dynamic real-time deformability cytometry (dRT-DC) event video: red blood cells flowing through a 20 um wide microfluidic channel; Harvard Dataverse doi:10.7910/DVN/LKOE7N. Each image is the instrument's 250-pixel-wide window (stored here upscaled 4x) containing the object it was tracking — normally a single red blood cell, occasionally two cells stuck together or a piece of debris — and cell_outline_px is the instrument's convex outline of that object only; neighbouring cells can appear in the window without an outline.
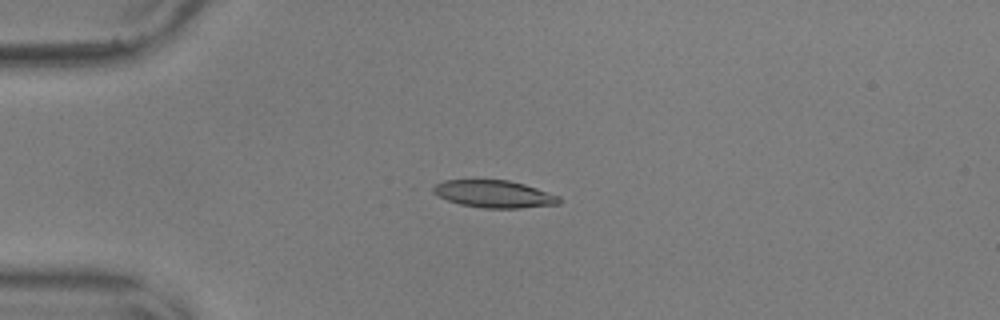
{"species": "common noctule bat (a hibernating species)", "species_latin": "Nyctalus noctula", "temperature_condition": "warm", "stored_images_in_passage": 55, "camera_frame_rate_fps": 3000, "um_per_image_px": 0.085, "animal": {"sex": "male", "body_mass_g": 17.9, "forearm_length_mm": 54.2}, "frame": {"image": 1, "passage_image": 14, "time_ms": 4.333, "image_size_px": [1000, 320], "cell_outline_px": [[564, 200], [560, 204], [520, 208], [484, 208], [460, 204], [448, 200], [432, 192], [428, 188], [444, 180], [508, 180], [524, 184], [560, 196]], "centroid_in_image_um": [42.01, 16.49], "position_along_channel_um": 43.0, "area_um2": 20.17}}
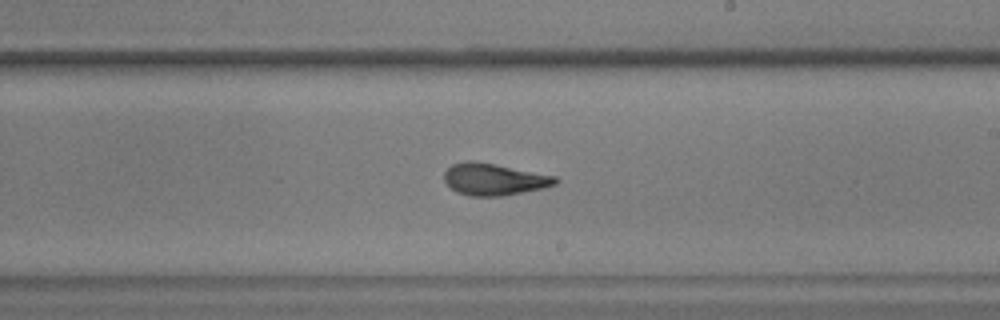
{"frame": {"image": 2, "passage_image": 33, "time_ms": 10.667, "image_size_px": [1000, 320], "cell_outline_px": [[560, 180], [556, 184], [544, 188], [504, 196], [468, 196], [456, 192], [444, 180], [444, 172], [452, 164], [464, 160], [472, 160], [496, 164], [556, 176]], "centroid_in_image_um": [42.0, 15.24], "position_along_channel_um": 247.0, "area_um2": 20.87}}
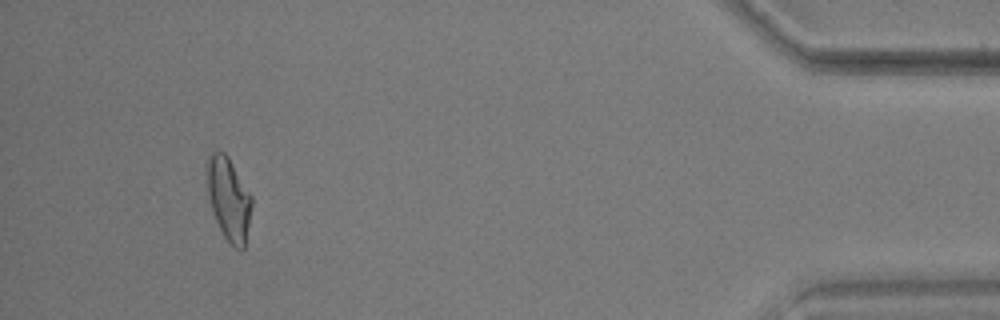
{"frame": {"image": 3, "passage_image": 52, "time_ms": 17.0, "image_size_px": [1000, 320], "cell_outline_px": [[252, 204], [244, 248], [236, 248], [224, 236], [216, 220], [208, 196], [204, 164], [208, 156], [212, 152], [224, 152], [228, 156], [252, 196]], "centroid_in_image_um": [19.41, 16.82], "position_along_channel_um": 415.8, "area_um2": 21.56}, "authors_computed_cell_mechanics": {"area_um2": 20.3456, "velocity_mm_per_s": 3.634, "shape_relaxation_time_tau1_ms": 4.9917, "shape_relaxation_time_tau2_ms": 2.2531, "deformation_change_tau1": 0.2018, "deformation_change_tau2": 0.1083}}